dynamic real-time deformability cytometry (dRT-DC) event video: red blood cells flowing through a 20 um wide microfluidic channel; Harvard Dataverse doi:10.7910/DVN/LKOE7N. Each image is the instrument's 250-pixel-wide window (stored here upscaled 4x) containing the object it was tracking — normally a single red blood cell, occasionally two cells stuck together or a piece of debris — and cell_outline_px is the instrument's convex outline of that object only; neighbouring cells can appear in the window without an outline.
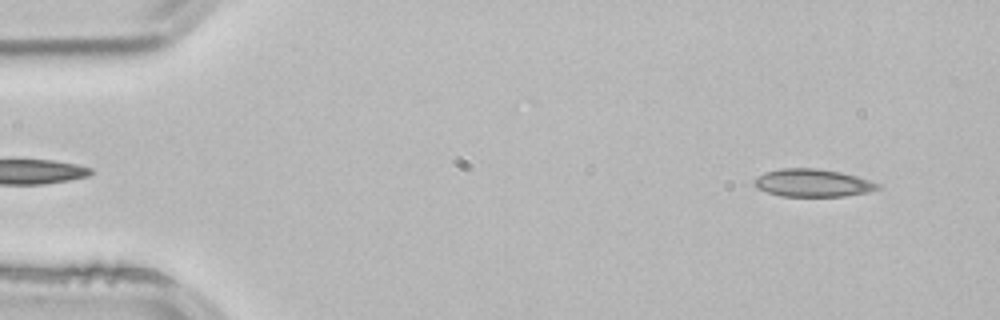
{"species": "common noctule bat (a hibernating species)", "species_latin": "Nyctalus noctula", "temperature_condition": "room temperature", "stored_images_in_passage": 3, "segment_of_instrument_passage": [2, 2], "camera_frame_rate_fps": 3000, "um_per_image_px": 0.085, "animal": {"sex": "male", "body_mass_g": 21.5, "forearm_length_mm": 52.0}, "frame": {"image": 1, "passage_image": 3, "time_ms": 0.667, "image_size_px": [1000, 320], "cell_outline_px": [[880, 188], [868, 192], [844, 196], [780, 196], [756, 188], [752, 184], [752, 180], [756, 176], [764, 172], [780, 168], [816, 168], [840, 172], [856, 176], [880, 184]], "centroid_in_image_um": [69.01, 15.54], "position_along_channel_um": 16.0, "area_um2": 20.06}}